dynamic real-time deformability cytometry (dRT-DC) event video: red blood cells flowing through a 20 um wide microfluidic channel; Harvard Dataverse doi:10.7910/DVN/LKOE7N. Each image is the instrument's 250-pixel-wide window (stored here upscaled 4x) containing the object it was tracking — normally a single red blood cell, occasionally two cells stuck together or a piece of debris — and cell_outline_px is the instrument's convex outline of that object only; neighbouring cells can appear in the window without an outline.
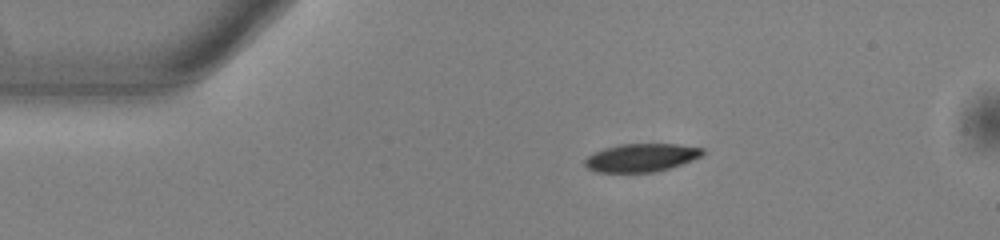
{"species": "common noctule bat (a hibernating species)", "species_latin": "Nyctalus noctula", "temperature_condition": "warm", "stored_images_in_passage": 44, "camera_frame_rate_fps": 3000, "um_per_image_px": 0.085, "animal": {"sex": "male", "body_mass_g": 13.0, "forearm_length_mm": 53.1}, "frame": {"image": 1, "passage_image": 1, "time_ms": 0.0, "image_size_px": [1000, 240], "cell_outline_px": [[704, 152], [700, 156], [692, 160], [668, 168], [652, 172], [596, 172], [588, 168], [584, 164], [584, 160], [592, 152], [604, 148], [620, 144], [676, 144], [704, 148]], "centroid_in_image_um": [54.46, 13.39], "position_along_channel_um": 30.5, "area_um2": 19.19}}
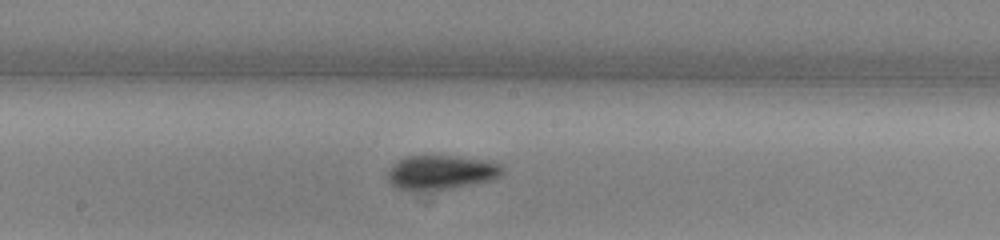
{"frame": {"image": 2, "passage_image": 19, "time_ms": 6.0, "image_size_px": [1000, 240], "cell_outline_px": [[504, 172], [500, 176], [492, 180], [452, 188], [408, 192], [392, 184], [388, 180], [388, 172], [392, 164], [396, 160], [408, 156], [452, 156], [484, 160], [500, 164], [504, 168]], "centroid_in_image_um": [37.47, 14.66], "position_along_channel_um": 210.7, "area_um2": 23.0}}
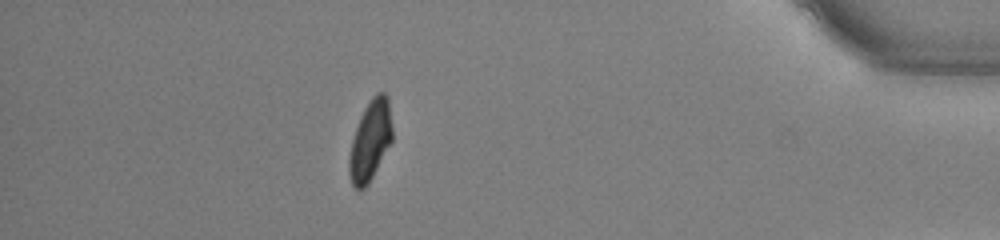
{"frame": {"image": 3, "passage_image": 38, "time_ms": 12.333, "image_size_px": [1000, 240], "cell_outline_px": [[392, 140], [368, 184], [364, 188], [356, 188], [352, 184], [348, 172], [348, 160], [352, 140], [360, 116], [364, 108], [372, 96], [376, 92], [384, 92], [388, 96], [392, 128]], "centroid_in_image_um": [31.47, 11.91], "position_along_channel_um": 403.7, "area_um2": 20.0}, "authors_computed_cell_mechanics": {"area_um2": 21.1259, "velocity_mm_per_s": 3.8387, "shape_relaxation_time_tau1_ms": 3.2711, "shape_relaxation_time_tau2_ms": 3.5066, "deformation_change_tau1": 0.15, "deformation_change_tau2": 0.0853}}